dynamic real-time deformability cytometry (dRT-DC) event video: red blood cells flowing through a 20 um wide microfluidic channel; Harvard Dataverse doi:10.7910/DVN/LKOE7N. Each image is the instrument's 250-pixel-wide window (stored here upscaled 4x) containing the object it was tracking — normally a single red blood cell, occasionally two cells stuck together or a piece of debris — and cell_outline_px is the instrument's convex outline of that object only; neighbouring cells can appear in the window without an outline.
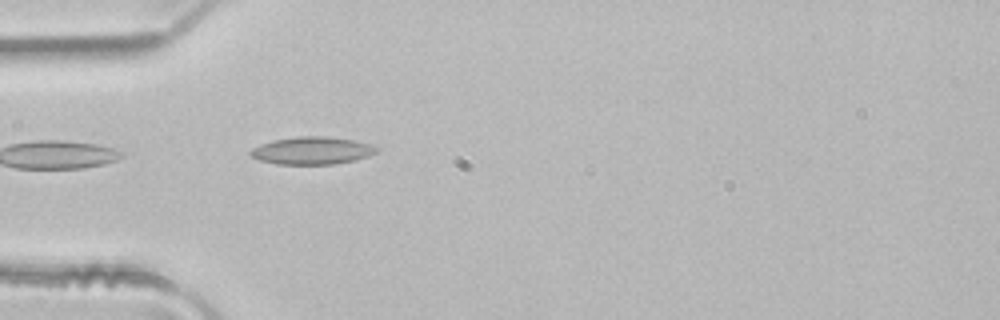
{"species": "common noctule bat (a hibernating species)", "species_latin": "Nyctalus noctula", "temperature_condition": "room temperature", "stored_images_in_passage": 5, "camera_frame_rate_fps": 3000, "um_per_image_px": 0.085, "animal": {"sex": "male", "body_mass_g": 21.5, "forearm_length_mm": 52.0}, "frame": {"image": 1, "passage_image": 5, "time_ms": 1.333, "image_size_px": [1000, 320], "cell_outline_px": [[380, 148], [376, 152], [368, 156], [356, 160], [336, 164], [276, 164], [260, 160], [252, 156], [248, 152], [252, 148], [260, 144], [272, 140], [296, 136], [328, 136], [352, 140], [372, 144]], "centroid_in_image_um": [26.53, 12.79], "position_along_channel_um": 58.5, "area_um2": 20.4}}